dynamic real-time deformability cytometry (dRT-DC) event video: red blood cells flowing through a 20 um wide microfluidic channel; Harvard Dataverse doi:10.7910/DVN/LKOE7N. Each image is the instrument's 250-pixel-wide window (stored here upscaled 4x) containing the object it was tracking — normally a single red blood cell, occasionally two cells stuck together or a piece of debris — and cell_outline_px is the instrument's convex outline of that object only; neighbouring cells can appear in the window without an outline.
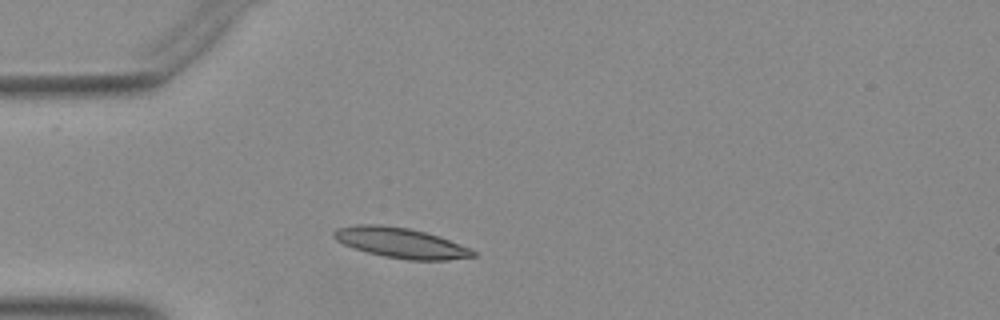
{"species": "Egyptian fruit bat (a non-hibernating species)", "species_latin": "Rousettus aegyptiacus", "temperature_condition": "warm", "stored_images_in_passage": 38, "camera_frame_rate_fps": 3000, "um_per_image_px": 0.085, "animal": {"sex": "female"}, "frame": {"image": 1, "passage_image": 1, "time_ms": 0.0, "image_size_px": [1000, 320], "cell_outline_px": [[476, 256], [448, 260], [408, 260], [384, 256], [368, 252], [344, 244], [336, 240], [332, 236], [332, 232], [336, 228], [356, 224], [380, 224], [408, 228], [440, 236], [468, 248], [476, 252]], "centroid_in_image_um": [34.04, 20.63], "position_along_channel_um": 51.0, "area_um2": 24.39}}
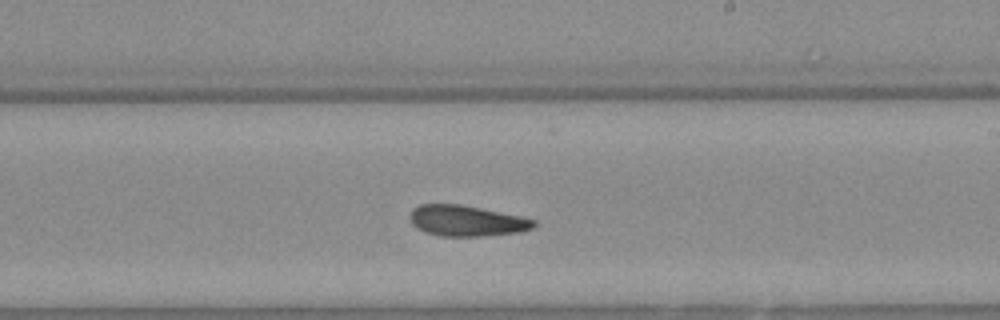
{"frame": {"image": 2, "passage_image": 17, "time_ms": 5.333, "image_size_px": [1000, 320], "cell_outline_px": [[536, 224], [532, 228], [520, 232], [480, 236], [440, 236], [424, 232], [416, 228], [412, 224], [408, 216], [412, 208], [420, 204], [460, 204], [520, 216], [536, 220]], "centroid_in_image_um": [39.6, 18.77], "position_along_channel_um": 249.4, "area_um2": 22.31}}
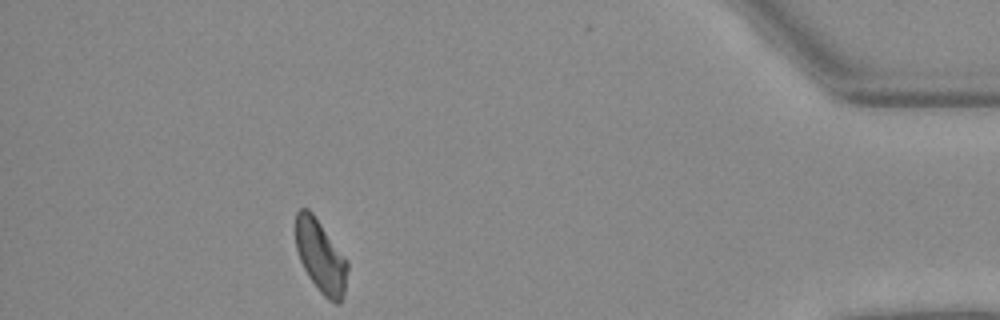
{"frame": {"image": 3, "passage_image": 33, "time_ms": 10.667, "image_size_px": [1000, 320], "cell_outline_px": [[348, 268], [344, 292], [340, 304], [336, 304], [328, 300], [320, 292], [308, 276], [300, 260], [296, 248], [296, 212], [300, 208], [308, 208], [312, 212], [348, 260]], "centroid_in_image_um": [27.26, 21.8], "position_along_channel_um": 407.9, "area_um2": 21.96}}